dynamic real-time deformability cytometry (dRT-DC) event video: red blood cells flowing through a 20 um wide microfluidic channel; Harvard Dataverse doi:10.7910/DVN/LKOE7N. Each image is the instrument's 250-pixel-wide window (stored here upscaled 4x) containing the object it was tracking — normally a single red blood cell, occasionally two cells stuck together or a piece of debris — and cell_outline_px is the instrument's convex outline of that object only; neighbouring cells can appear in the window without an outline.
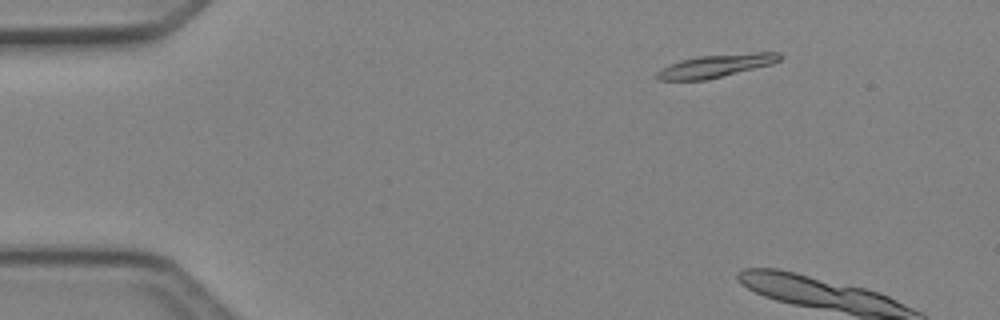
{"species": "Egyptian fruit bat (a non-hibernating species)", "species_latin": "Rousettus aegyptiacus", "temperature_condition": "cold", "stored_images_in_passage": 11, "camera_frame_rate_fps": 3000, "um_per_image_px": 0.085, "animal": {"sex": "female"}, "frame": {"image": 1, "passage_image": 8, "time_ms": 2.333, "image_size_px": [1000, 320], "cell_outline_px": [[784, 56], [780, 60], [772, 64], [708, 80], [656, 80], [656, 72], [660, 68], [668, 64], [680, 60], [696, 56], [756, 52], [780, 52]], "centroid_in_image_um": [60.84, 5.59], "position_along_channel_um": 24.2, "area_um2": 16.7}}